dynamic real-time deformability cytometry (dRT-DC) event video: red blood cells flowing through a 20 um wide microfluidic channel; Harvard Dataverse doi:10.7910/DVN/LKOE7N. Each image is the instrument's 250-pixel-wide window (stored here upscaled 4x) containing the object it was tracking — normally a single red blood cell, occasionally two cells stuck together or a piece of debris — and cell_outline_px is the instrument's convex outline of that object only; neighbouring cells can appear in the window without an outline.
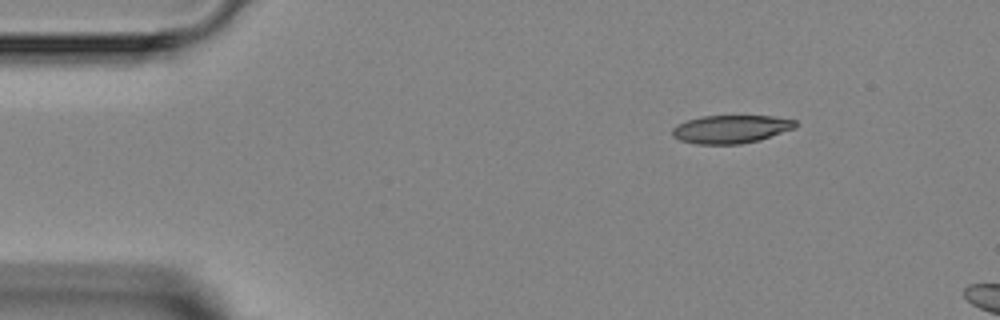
{"species": "Egyptian fruit bat (a non-hibernating species)", "species_latin": "Rousettus aegyptiacus", "temperature_condition": "room temperature", "stored_images_in_passage": 2, "camera_frame_rate_fps": 3000, "um_per_image_px": 0.085, "animal": {"sex": "female"}, "frame": {"image": 1, "passage_image": 2, "time_ms": 2.0, "image_size_px": [1000, 320], "cell_outline_px": [[796, 128], [760, 140], [740, 144], [696, 144], [680, 140], [672, 136], [672, 128], [676, 124], [700, 116], [772, 116], [796, 120]], "centroid_in_image_um": [62.12, 10.98], "position_along_channel_um": 22.9, "area_um2": 20.29}}